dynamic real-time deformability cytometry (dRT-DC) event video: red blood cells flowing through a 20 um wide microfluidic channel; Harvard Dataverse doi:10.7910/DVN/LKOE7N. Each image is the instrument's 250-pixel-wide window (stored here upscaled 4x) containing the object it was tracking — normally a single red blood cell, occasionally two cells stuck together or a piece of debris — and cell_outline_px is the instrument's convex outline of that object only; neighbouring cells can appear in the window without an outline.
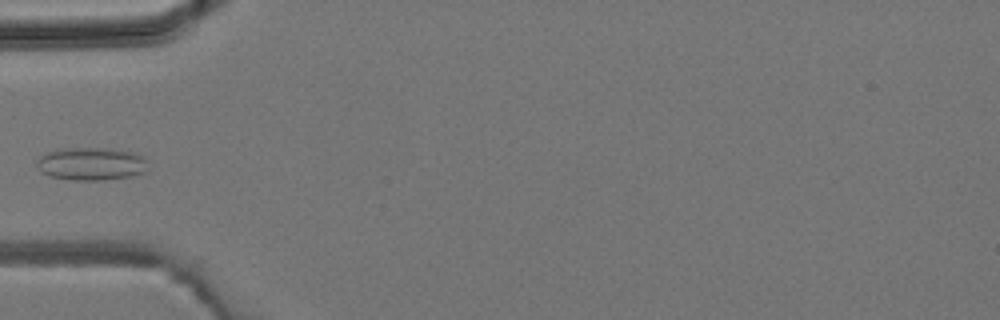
{"species": "common noctule bat (a hibernating species)", "species_latin": "Nyctalus noctula", "temperature_condition": "room temperature", "stored_images_in_passage": 5, "camera_frame_rate_fps": 3000, "um_per_image_px": 0.085, "animal": {"sex": "male", "body_mass_g": 19.2, "forearm_length_mm": 51.8}, "frame": {"image": 1, "passage_image": 4, "time_ms": 3.667, "image_size_px": [1000, 320], "cell_outline_px": [[144, 172], [132, 176], [100, 180], [72, 180], [52, 176], [36, 168], [36, 160], [40, 156], [48, 152], [60, 148], [112, 148], [132, 152], [144, 156]], "centroid_in_image_um": [7.71, 13.91], "position_along_channel_um": 77.3, "area_um2": 21.15}}